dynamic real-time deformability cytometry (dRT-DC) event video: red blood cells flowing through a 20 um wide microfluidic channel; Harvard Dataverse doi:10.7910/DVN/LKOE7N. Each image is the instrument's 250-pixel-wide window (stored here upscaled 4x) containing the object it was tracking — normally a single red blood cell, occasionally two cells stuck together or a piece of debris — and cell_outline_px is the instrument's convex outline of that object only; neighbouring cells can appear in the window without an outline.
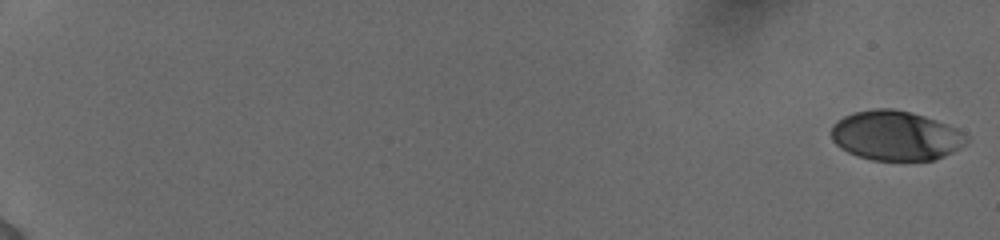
{"species": "human", "species_latin": "Homo sapiens", "temperature_condition": "cold", "stored_images_in_passage": 9, "camera_frame_rate_fps": 3000, "um_per_image_px": 0.085, "donor": {"sex": "female"}, "frame": {"image": 1, "passage_image": 1, "time_ms": 0.0, "image_size_px": [1000, 240], "cell_outline_px": [[968, 140], [964, 144], [952, 152], [936, 160], [872, 160], [848, 152], [840, 148], [832, 140], [832, 124], [836, 120], [844, 116], [856, 112], [876, 108], [892, 108], [912, 112], [936, 120], [956, 128], [968, 136]], "centroid_in_image_um": [76.13, 11.52], "position_along_channel_um": 8.9, "area_um2": 39.02}}
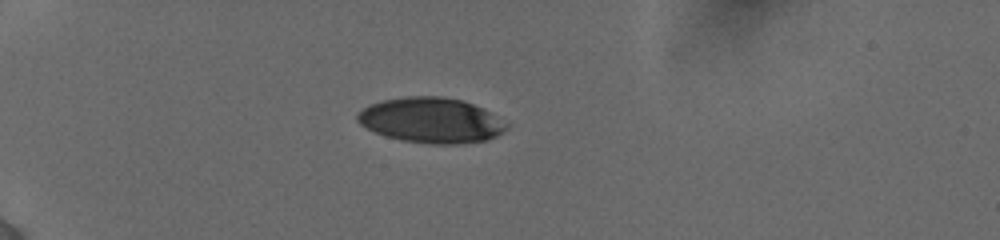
{"frame": {"image": 2, "passage_image": 7, "time_ms": 5.667, "image_size_px": [1000, 240], "cell_outline_px": [[508, 128], [496, 136], [488, 140], [460, 144], [428, 144], [400, 140], [384, 136], [360, 124], [356, 120], [356, 116], [368, 104], [380, 100], [404, 96], [440, 96], [460, 100], [484, 108], [508, 124]], "centroid_in_image_um": [36.64, 10.23], "position_along_channel_um": 48.4, "area_um2": 39.54}}
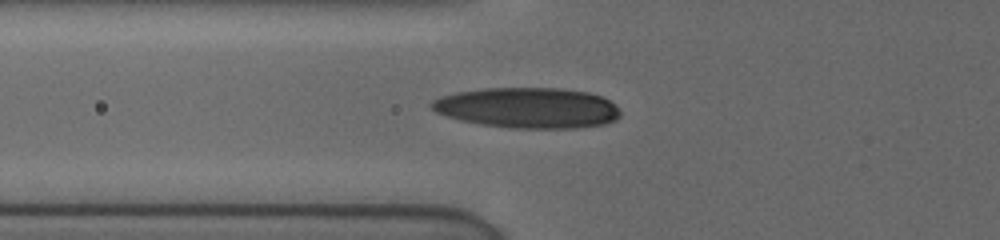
{"frame": {"image": 3, "passage_image": 9, "time_ms": 7.667, "image_size_px": [1000, 240], "cell_outline_px": [[620, 116], [616, 120], [604, 124], [576, 128], [508, 128], [480, 124], [460, 120], [436, 112], [428, 104], [432, 100], [440, 96], [456, 92], [484, 88], [560, 88], [588, 92], [600, 96], [608, 100], [620, 112]], "centroid_in_image_um": [44.82, 9.16], "position_along_channel_um": 81.0, "area_um2": 44.62}}